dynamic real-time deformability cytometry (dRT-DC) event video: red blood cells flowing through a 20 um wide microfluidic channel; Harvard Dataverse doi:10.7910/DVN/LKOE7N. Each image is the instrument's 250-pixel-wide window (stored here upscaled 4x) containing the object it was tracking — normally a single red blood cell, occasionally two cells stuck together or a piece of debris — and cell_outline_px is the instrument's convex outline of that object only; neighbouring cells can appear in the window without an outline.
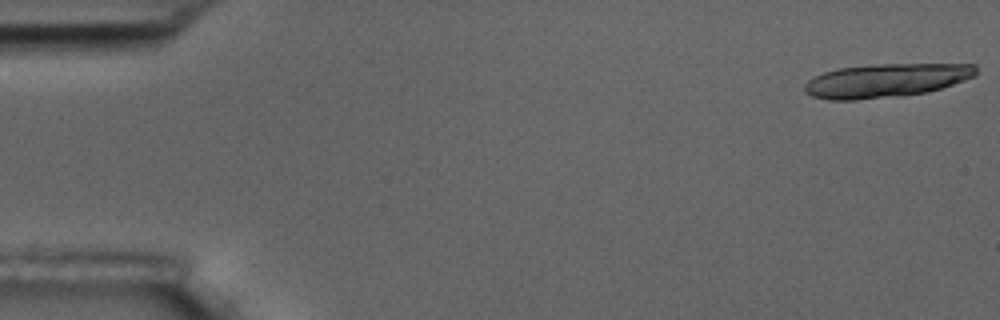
{"species": "common noctule bat (a hibernating species)", "species_latin": "Nyctalus noctula", "temperature_condition": "room temperature", "stored_images_in_passage": 19, "camera_frame_rate_fps": 3000, "um_per_image_px": 0.085, "animal": {"sex": "male", "body_mass_g": 17.5, "forearm_length_mm": 52.3}, "frame": {"image": 1, "passage_image": 1, "time_ms": 0.0, "image_size_px": [1000, 320], "cell_outline_px": [[976, 76], [928, 92], [900, 96], [856, 100], [828, 100], [812, 96], [804, 92], [804, 84], [812, 76], [836, 68], [872, 64], [976, 64]], "centroid_in_image_um": [75.26, 6.84], "position_along_channel_um": 9.7, "area_um2": 33.93}}